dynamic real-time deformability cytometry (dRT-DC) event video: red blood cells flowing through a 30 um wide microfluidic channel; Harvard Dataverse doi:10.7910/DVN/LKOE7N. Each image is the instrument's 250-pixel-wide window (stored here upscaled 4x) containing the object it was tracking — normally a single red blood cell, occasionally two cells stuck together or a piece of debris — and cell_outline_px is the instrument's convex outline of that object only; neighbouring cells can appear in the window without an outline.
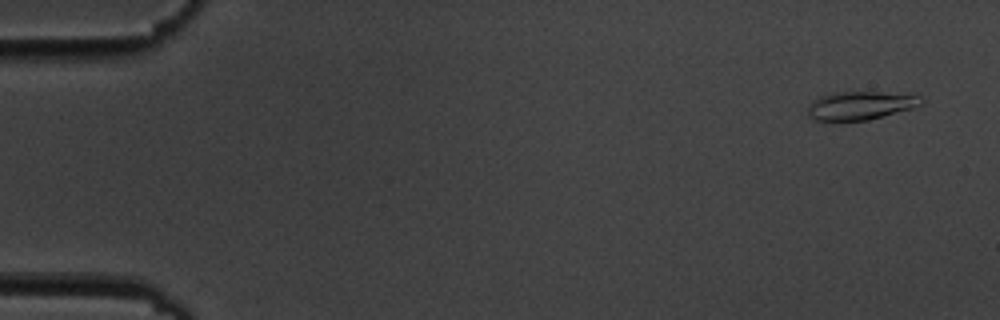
{"species": "common noctule bat (a hibernating species)", "species_latin": "Nyctalus noctula", "temperature_condition": "cold", "stored_images_in_passage": 5, "camera_frame_rate_fps": 3000, "um_per_image_px": 0.085, "animal": {"sex": "male", "body_mass_g": 19.5, "forearm_length_mm": 54.6}, "frame": {"image": 1, "passage_image": 1, "time_ms": 0.0, "image_size_px": [1000, 320], "cell_outline_px": [[924, 104], [912, 108], [868, 120], [816, 120], [808, 116], [808, 108], [820, 96], [828, 92], [916, 92], [924, 100]], "centroid_in_image_um": [73.26, 8.93], "position_along_channel_um": 11.7, "area_um2": 19.02}}
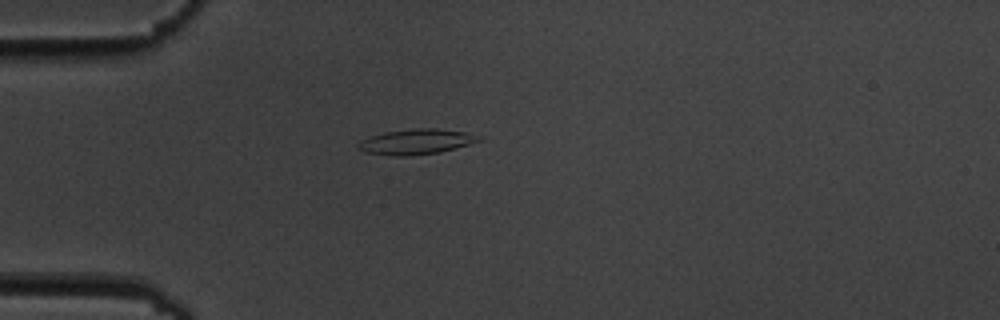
{"frame": {"image": 2, "passage_image": 5, "time_ms": 4.333, "image_size_px": [1000, 320], "cell_outline_px": [[484, 140], [440, 152], [408, 156], [392, 156], [364, 152], [356, 148], [356, 144], [360, 140], [384, 132], [416, 128], [436, 128], [464, 132]], "centroid_in_image_um": [35.3, 12.06], "position_along_channel_um": 49.7, "area_um2": 17.69}}